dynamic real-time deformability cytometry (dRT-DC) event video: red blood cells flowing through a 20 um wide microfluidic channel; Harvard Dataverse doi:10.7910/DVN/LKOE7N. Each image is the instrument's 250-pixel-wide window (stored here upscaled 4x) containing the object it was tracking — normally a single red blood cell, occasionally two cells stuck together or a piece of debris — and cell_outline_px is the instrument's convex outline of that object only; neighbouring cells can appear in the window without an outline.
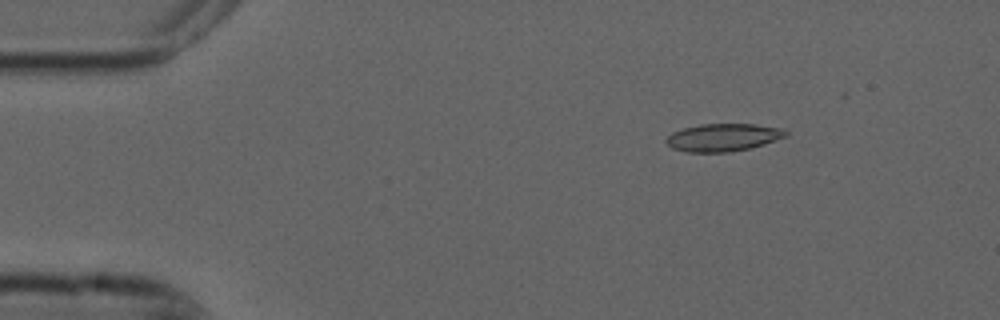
{"species": "common noctule bat (a hibernating species)", "species_latin": "Nyctalus noctula", "temperature_condition": "cold", "stored_images_in_passage": 6, "camera_frame_rate_fps": 3000, "um_per_image_px": 0.085, "animal": {"sex": "male", "forearm_length_mm": 52.5}, "frame": {"image": 1, "passage_image": 3, "time_ms": 0.667, "image_size_px": [1000, 320], "cell_outline_px": [[788, 136], [764, 144], [748, 148], [728, 152], [688, 152], [672, 148], [664, 140], [672, 132], [684, 128], [700, 124], [756, 124], [784, 128], [788, 132]], "centroid_in_image_um": [61.49, 11.67], "position_along_channel_um": 23.5, "area_um2": 19.31}}